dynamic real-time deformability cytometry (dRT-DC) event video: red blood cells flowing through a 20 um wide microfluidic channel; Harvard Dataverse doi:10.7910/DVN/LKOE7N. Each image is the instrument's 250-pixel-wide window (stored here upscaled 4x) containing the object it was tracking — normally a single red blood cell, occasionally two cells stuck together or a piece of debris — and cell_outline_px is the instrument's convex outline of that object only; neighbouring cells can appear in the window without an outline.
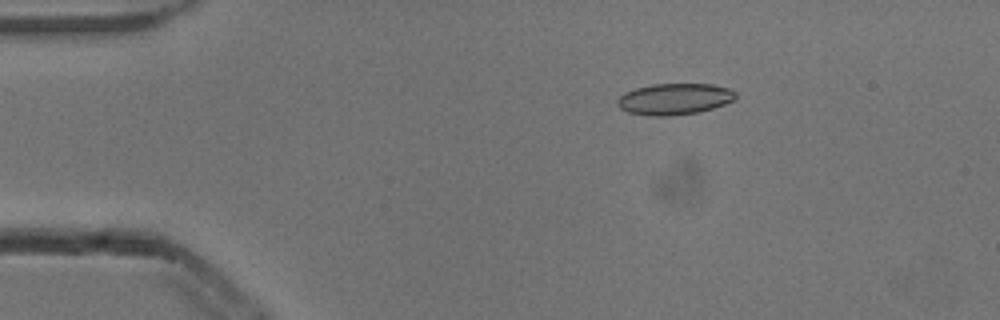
{"species": "common noctule bat (a hibernating species)", "species_latin": "Nyctalus noctula", "temperature_condition": "cold", "stored_images_in_passage": 5, "camera_frame_rate_fps": 3000, "um_per_image_px": 0.085, "animal": {"sex": "male", "body_mass_g": 13.3}, "frame": {"image": 1, "passage_image": 1, "time_ms": 0.0, "image_size_px": [1000, 320], "cell_outline_px": [[736, 96], [732, 100], [724, 104], [700, 112], [672, 116], [648, 116], [628, 112], [620, 108], [616, 104], [616, 100], [624, 92], [636, 88], [652, 84], [712, 84], [728, 88], [736, 92]], "centroid_in_image_um": [57.29, 8.42], "position_along_channel_um": 27.7, "area_um2": 21.68}}
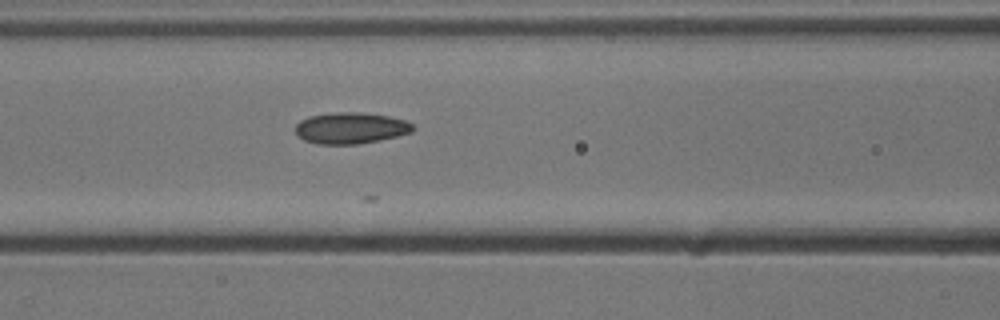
{"frame": {"image": 2, "passage_image": 5, "time_ms": 1.333, "image_size_px": [1000, 320], "cell_outline_px": [[416, 128], [412, 132], [380, 140], [356, 144], [316, 144], [304, 140], [296, 136], [296, 124], [300, 120], [308, 116], [336, 112], [360, 112], [388, 116], [404, 120], [412, 124]], "centroid_in_image_um": [29.78, 10.88], "position_along_channel_um": 136.8, "area_um2": 21.5}}